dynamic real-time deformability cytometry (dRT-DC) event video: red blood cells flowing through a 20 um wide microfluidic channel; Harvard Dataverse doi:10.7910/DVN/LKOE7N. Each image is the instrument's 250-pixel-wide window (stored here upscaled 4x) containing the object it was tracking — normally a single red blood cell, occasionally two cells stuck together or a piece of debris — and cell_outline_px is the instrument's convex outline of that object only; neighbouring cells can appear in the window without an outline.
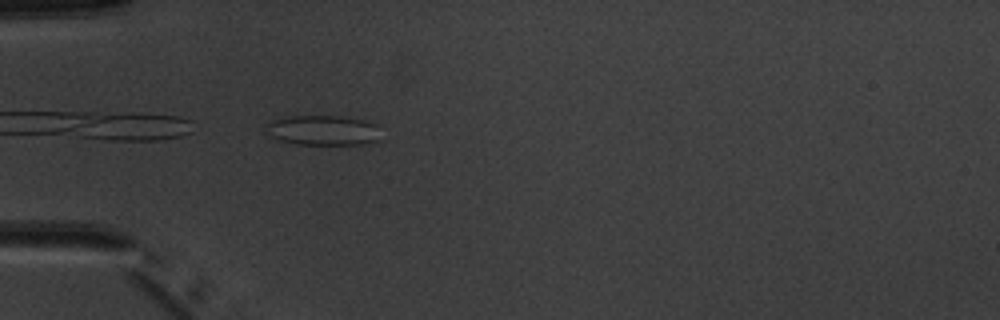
{"species": "common noctule bat (a hibernating species)", "species_latin": "Nyctalus noctula", "temperature_condition": "warm", "stored_images_in_passage": 5, "camera_frame_rate_fps": 3000, "um_per_image_px": 0.085, "animal": {"sex": "male", "body_mass_g": 20.1, "forearm_length_mm": 53.5}, "frame": {"image": 1, "passage_image": 5, "time_ms": 4.667, "image_size_px": [1000, 320], "cell_outline_px": [[384, 140], [364, 144], [296, 144], [280, 140], [264, 132], [264, 124], [272, 120], [288, 116], [340, 116], [364, 120], [380, 124]], "centroid_in_image_um": [27.55, 11.07], "position_along_channel_um": 57.5, "area_um2": 20.75}}